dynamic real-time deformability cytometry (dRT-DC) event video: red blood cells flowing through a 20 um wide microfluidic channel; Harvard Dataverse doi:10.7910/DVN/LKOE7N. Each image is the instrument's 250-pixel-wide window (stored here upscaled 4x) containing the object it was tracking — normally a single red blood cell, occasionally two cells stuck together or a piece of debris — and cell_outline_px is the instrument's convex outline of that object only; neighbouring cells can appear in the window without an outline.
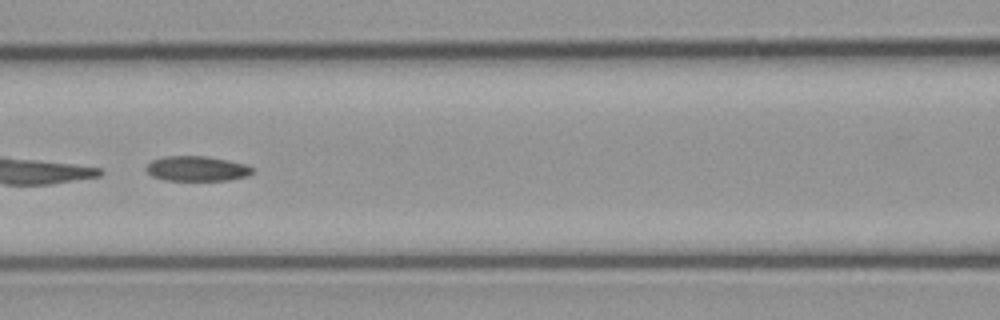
{"species": "common noctule bat (a hibernating species)", "species_latin": "Nyctalus noctula", "temperature_condition": "cold", "stored_images_in_passage": 54, "camera_frame_rate_fps": 3000, "um_per_image_px": 0.085, "animal": {"sex": "male", "body_mass_g": 23.1, "forearm_length_mm": 52.7}, "frame": {"image": 1, "passage_image": 25, "time_ms": 8.0, "image_size_px": [1000, 320], "cell_outline_px": [[256, 172], [248, 176], [228, 180], [164, 180], [152, 176], [144, 168], [152, 160], [168, 156], [204, 156], [228, 160], [244, 164], [252, 168]], "centroid_in_image_um": [16.75, 14.34], "position_along_channel_um": 149.9, "area_um2": 15.43}}
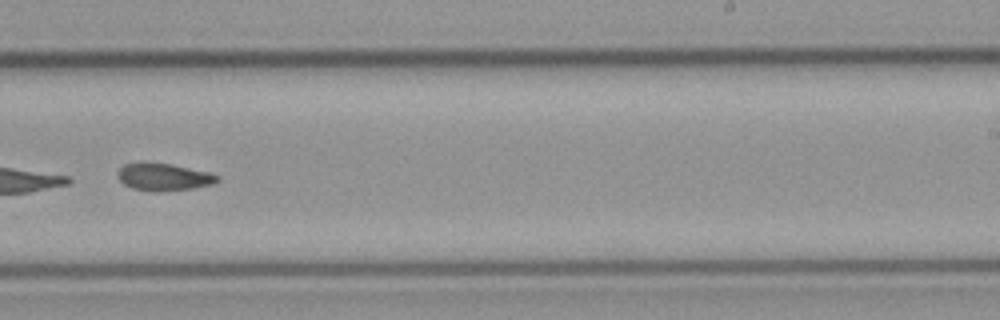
{"frame": {"image": 2, "passage_image": 35, "time_ms": 11.333, "image_size_px": [1000, 320], "cell_outline_px": [[220, 180], [212, 184], [192, 188], [156, 192], [152, 192], [132, 188], [124, 184], [116, 176], [116, 172], [124, 164], [172, 164], [208, 172], [220, 176]], "centroid_in_image_um": [13.92, 15.07], "position_along_channel_um": 275.1, "area_um2": 15.61}}
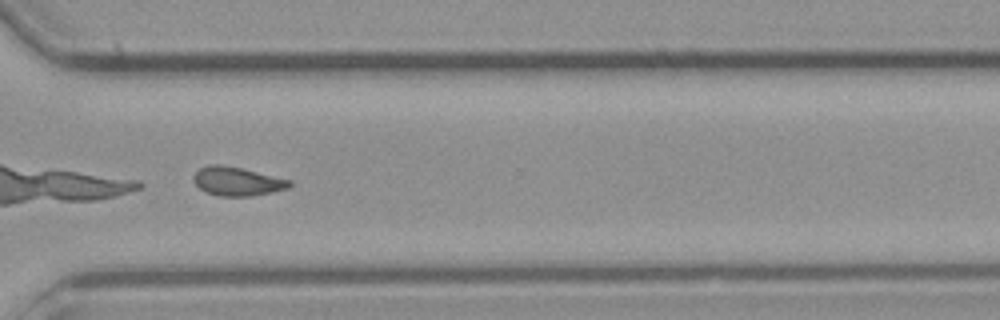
{"frame": {"image": 3, "passage_image": 41, "time_ms": 13.333, "image_size_px": [1000, 320], "cell_outline_px": [[292, 184], [288, 188], [272, 192], [248, 196], [220, 196], [208, 192], [200, 188], [196, 184], [192, 176], [200, 168], [208, 164], [220, 164], [240, 168], [292, 180]], "centroid_in_image_um": [20.16, 15.4], "position_along_channel_um": 350.4, "area_um2": 15.9}}